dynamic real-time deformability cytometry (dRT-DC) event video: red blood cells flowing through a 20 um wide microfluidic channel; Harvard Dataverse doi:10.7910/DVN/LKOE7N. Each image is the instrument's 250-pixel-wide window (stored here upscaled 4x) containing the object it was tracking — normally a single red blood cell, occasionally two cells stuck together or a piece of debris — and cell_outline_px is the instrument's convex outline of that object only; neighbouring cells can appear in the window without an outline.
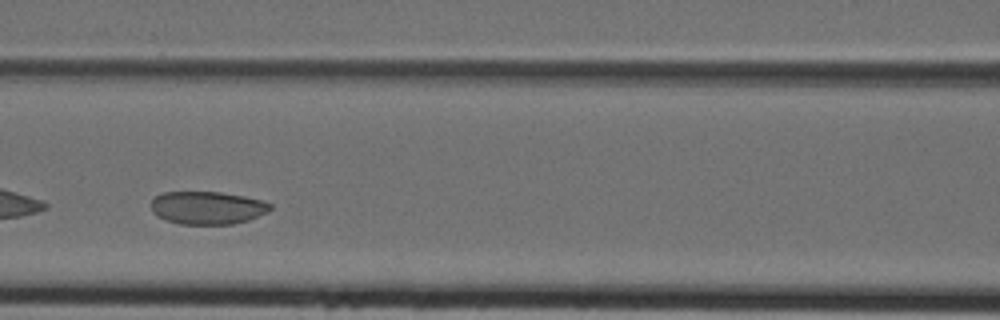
{"species": "Egyptian fruit bat (a non-hibernating species)", "species_latin": "Rousettus aegyptiacus", "temperature_condition": "cold", "stored_images_in_passage": 29, "camera_frame_rate_fps": 3000, "um_per_image_px": 0.085, "animal": {"sex": "female"}, "frame": {"image": 1, "passage_image": 12, "time_ms": 3.667, "image_size_px": [1000, 320], "cell_outline_px": [[272, 208], [268, 212], [248, 220], [232, 224], [180, 224], [164, 220], [156, 216], [152, 212], [152, 200], [156, 196], [164, 192], [220, 192], [244, 196], [264, 200], [272, 204]], "centroid_in_image_um": [17.64, 17.66], "position_along_channel_um": 149.0, "area_um2": 23.0}}
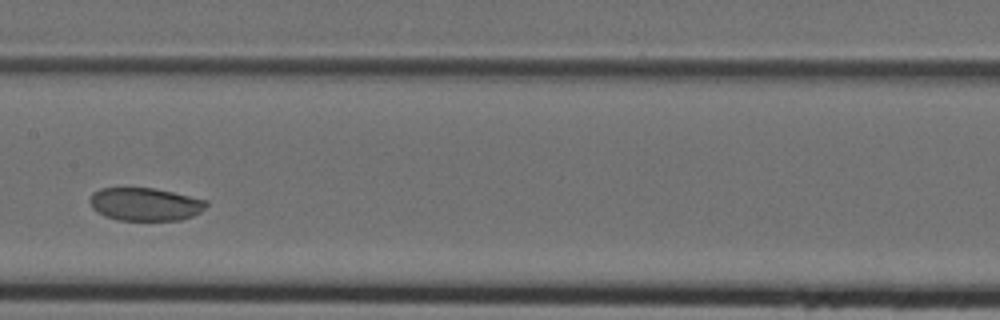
{"frame": {"image": 2, "passage_image": 15, "time_ms": 4.667, "image_size_px": [1000, 320], "cell_outline_px": [[208, 204], [200, 212], [192, 216], [180, 220], [116, 220], [104, 216], [92, 208], [88, 200], [92, 192], [100, 188], [152, 188], [172, 192], [208, 200]], "centroid_in_image_um": [12.31, 17.36], "position_along_channel_um": 195.1, "area_um2": 22.48}}